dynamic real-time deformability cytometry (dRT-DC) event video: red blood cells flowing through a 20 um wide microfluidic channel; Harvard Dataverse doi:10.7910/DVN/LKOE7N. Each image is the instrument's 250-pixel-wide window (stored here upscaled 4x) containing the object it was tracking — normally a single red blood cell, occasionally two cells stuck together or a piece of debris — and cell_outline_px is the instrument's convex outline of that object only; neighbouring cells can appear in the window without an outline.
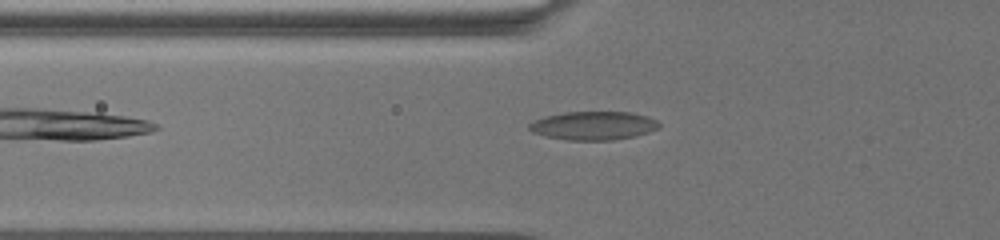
{"species": "common noctule bat (a hibernating species)", "species_latin": "Nyctalus noctula", "temperature_condition": "warm", "stored_images_in_passage": 78, "camera_frame_rate_fps": 3000, "um_per_image_px": 0.085, "animal": {"sex": "female", "body_mass_g": 19.5, "forearm_length_mm": 54.1}, "frame": {"image": 1, "passage_image": 5, "time_ms": 1.0, "image_size_px": [1000, 240], "cell_outline_px": [[660, 128], [636, 136], [612, 140], [568, 140], [544, 136], [532, 132], [528, 128], [528, 124], [532, 120], [544, 116], [564, 112], [628, 112], [644, 116], [656, 120], [660, 124]], "centroid_in_image_um": [50.39, 10.68], "position_along_channel_um": 75.4, "area_um2": 21.68}}
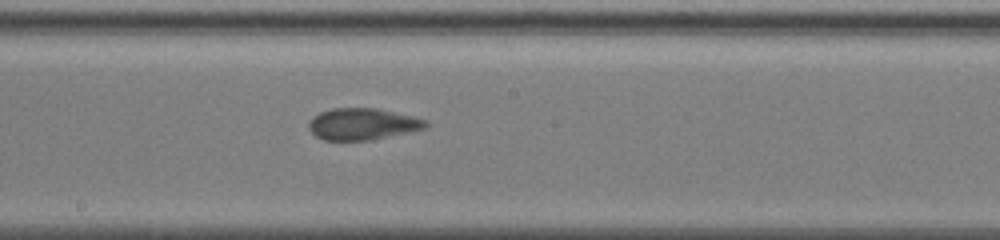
{"frame": {"image": 2, "passage_image": 25, "time_ms": 6.0, "image_size_px": [1000, 240], "cell_outline_px": [[428, 128], [372, 140], [324, 140], [316, 136], [308, 128], [308, 124], [312, 116], [320, 112], [332, 108], [376, 108], [412, 116], [428, 120]], "centroid_in_image_um": [30.82, 10.54], "position_along_channel_um": 217.4, "area_um2": 21.68}}
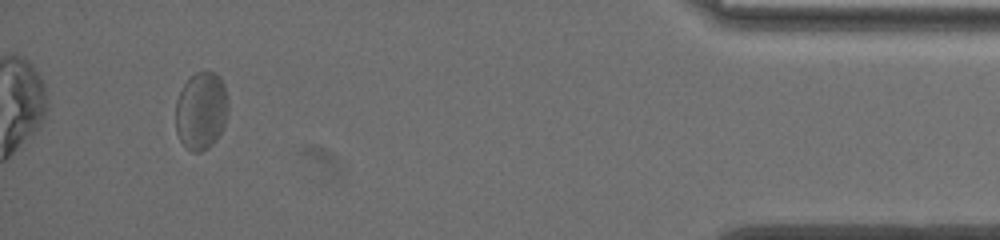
{"frame": {"image": 3, "passage_image": 68, "time_ms": 15.0, "image_size_px": [1000, 240], "cell_outline_px": [[228, 112], [224, 124], [216, 140], [208, 148], [200, 152], [192, 152], [184, 148], [176, 132], [176, 100], [184, 84], [196, 72], [216, 72], [220, 76], [224, 84], [228, 100]], "centroid_in_image_um": [17.1, 9.43], "position_along_channel_um": 418.1, "area_um2": 23.99}}